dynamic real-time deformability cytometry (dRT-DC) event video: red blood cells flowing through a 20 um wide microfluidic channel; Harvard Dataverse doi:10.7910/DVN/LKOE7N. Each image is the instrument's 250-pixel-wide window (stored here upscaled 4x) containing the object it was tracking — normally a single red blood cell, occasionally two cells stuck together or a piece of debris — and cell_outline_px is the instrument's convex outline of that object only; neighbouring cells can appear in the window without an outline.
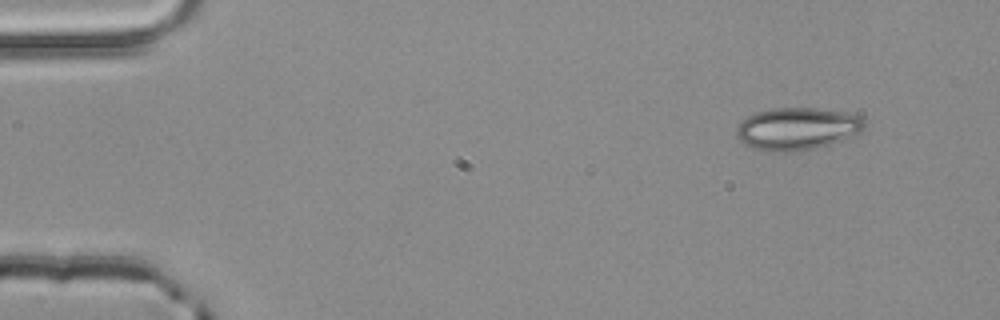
{"species": "common noctule bat (a hibernating species)", "species_latin": "Nyctalus noctula", "temperature_condition": "room temperature", "stored_images_in_passage": 3, "camera_frame_rate_fps": 3000, "um_per_image_px": 0.085, "animal": {"sex": "male", "body_mass_g": 20.4}, "frame": {"image": 1, "passage_image": 1, "time_ms": 0.0, "image_size_px": [1000, 320], "cell_outline_px": [[868, 124], [860, 132], [832, 144], [816, 148], [784, 152], [772, 152], [752, 148], [740, 140], [736, 136], [736, 128], [748, 116], [756, 112], [772, 108], [816, 108], [844, 112], [860, 116]], "centroid_in_image_um": [67.77, 10.94], "position_along_channel_um": 17.2, "area_um2": 31.62}}